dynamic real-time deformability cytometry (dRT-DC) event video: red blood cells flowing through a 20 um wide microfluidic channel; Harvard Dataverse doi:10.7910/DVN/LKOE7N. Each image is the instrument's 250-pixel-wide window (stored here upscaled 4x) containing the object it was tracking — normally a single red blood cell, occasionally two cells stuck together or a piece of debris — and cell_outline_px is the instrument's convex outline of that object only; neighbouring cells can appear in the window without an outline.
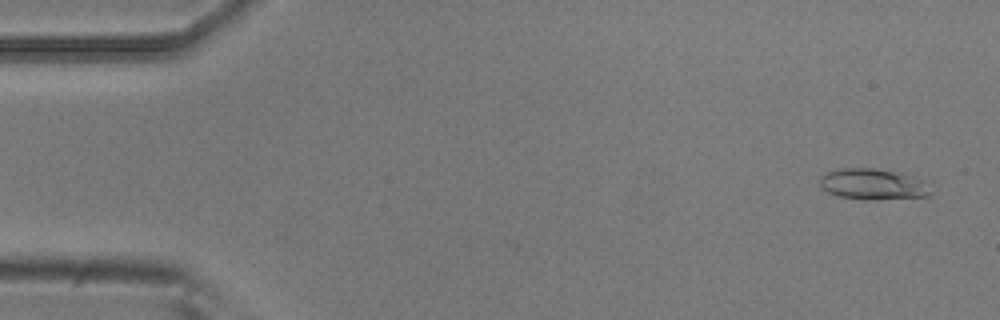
{"species": "common noctule bat (a hibernating species)", "species_latin": "Nyctalus noctula", "temperature_condition": "room temperature", "stored_images_in_passage": 5, "camera_frame_rate_fps": 3000, "um_per_image_px": 0.085, "animal": {"sex": "male", "body_mass_g": 20.5, "forearm_length_mm": 52.5}, "frame": {"image": 1, "passage_image": 1, "time_ms": 0.0, "image_size_px": [1000, 320], "cell_outline_px": [[932, 192], [928, 196], [876, 200], [860, 200], [840, 196], [828, 192], [820, 188], [820, 176], [828, 172], [840, 168], [872, 168], [912, 176], [928, 180]], "centroid_in_image_um": [74.23, 15.67], "position_along_channel_um": 10.8, "area_um2": 20.23}}
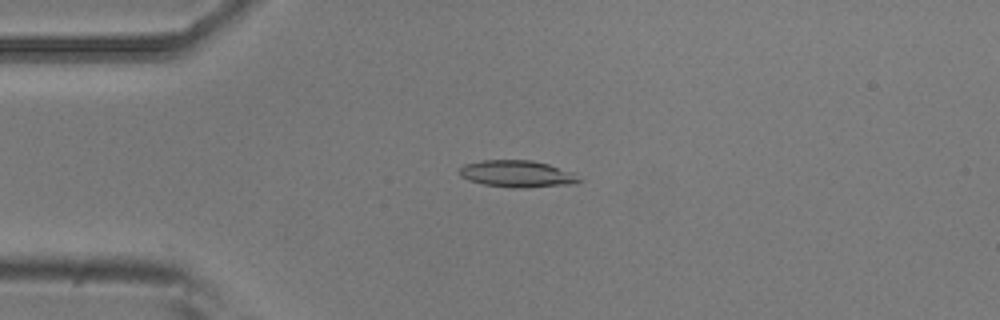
{"frame": {"image": 2, "passage_image": 4, "time_ms": 1.0, "image_size_px": [1000, 320], "cell_outline_px": [[584, 180], [576, 184], [524, 188], [512, 188], [484, 184], [468, 180], [460, 176], [460, 168], [464, 164], [480, 160], [532, 160], [548, 164], [572, 172]], "centroid_in_image_um": [43.98, 14.78], "position_along_channel_um": 41.0, "area_um2": 18.9}}